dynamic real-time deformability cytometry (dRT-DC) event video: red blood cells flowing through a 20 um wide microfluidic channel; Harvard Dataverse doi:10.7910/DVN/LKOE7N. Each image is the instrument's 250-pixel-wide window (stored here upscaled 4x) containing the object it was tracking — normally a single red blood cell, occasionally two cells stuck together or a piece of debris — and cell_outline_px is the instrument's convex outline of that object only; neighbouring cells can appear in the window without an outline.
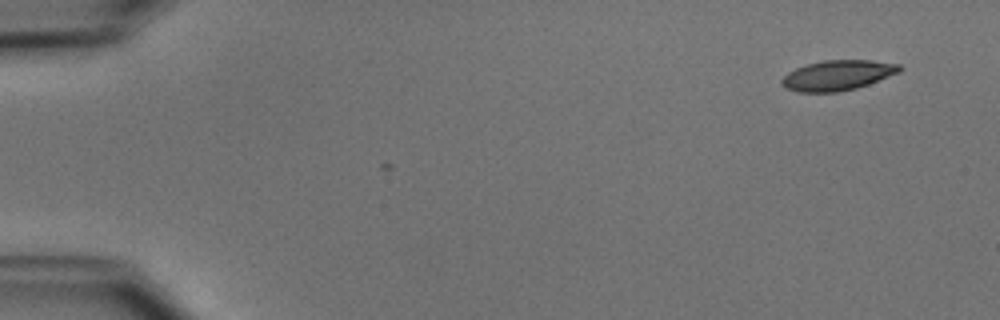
{"species": "common noctule bat (a hibernating species)", "species_latin": "Nyctalus noctula", "temperature_condition": "cold", "stored_images_in_passage": 2, "camera_frame_rate_fps": 3000, "um_per_image_px": 0.085, "animal": {"sex": "male", "body_mass_g": 15.6}, "frame": {"image": 1, "passage_image": 2, "time_ms": 0.333, "image_size_px": [1000, 320], "cell_outline_px": [[904, 68], [900, 72], [868, 84], [856, 88], [836, 92], [796, 92], [780, 84], [780, 80], [788, 72], [796, 68], [808, 64], [824, 60], [872, 60], [900, 64]], "centroid_in_image_um": [71.21, 6.39], "position_along_channel_um": 13.8, "area_um2": 20.69}}